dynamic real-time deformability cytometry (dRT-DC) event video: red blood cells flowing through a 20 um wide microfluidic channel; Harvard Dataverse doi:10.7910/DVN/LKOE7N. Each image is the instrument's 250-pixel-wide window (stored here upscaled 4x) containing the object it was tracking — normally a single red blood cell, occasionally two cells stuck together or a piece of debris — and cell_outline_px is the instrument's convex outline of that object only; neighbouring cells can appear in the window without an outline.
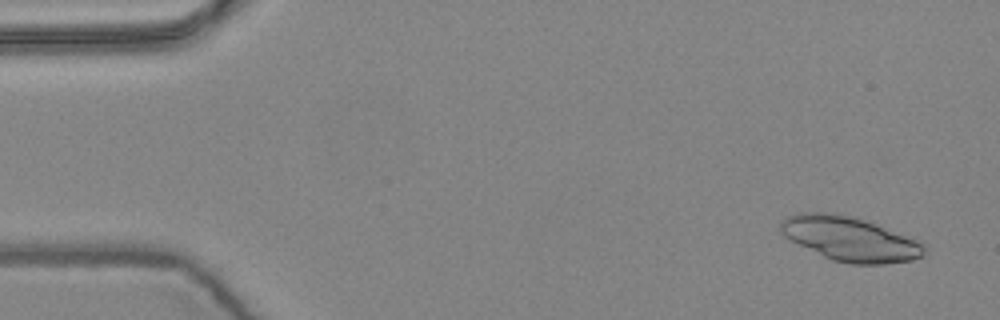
{"species": "common noctule bat (a hibernating species)", "species_latin": "Nyctalus noctula", "temperature_condition": "warm", "stored_images_in_passage": 10, "segment_of_instrument_passage": [1, 2], "camera_frame_rate_fps": 3000, "um_per_image_px": 0.085, "animal": {"sex": "female", "body_mass_g": 24.6, "forearm_length_mm": 56.2}, "frame": {"image": 1, "passage_image": 1, "time_ms": 0.0, "image_size_px": [1000, 320], "cell_outline_px": [[924, 256], [912, 260], [884, 264], [852, 264], [832, 260], [784, 236], [780, 232], [780, 220], [788, 216], [800, 212], [828, 212], [856, 216], [876, 224], [924, 244]], "centroid_in_image_um": [72.21, 20.29], "position_along_channel_um": 12.8, "area_um2": 36.76}}